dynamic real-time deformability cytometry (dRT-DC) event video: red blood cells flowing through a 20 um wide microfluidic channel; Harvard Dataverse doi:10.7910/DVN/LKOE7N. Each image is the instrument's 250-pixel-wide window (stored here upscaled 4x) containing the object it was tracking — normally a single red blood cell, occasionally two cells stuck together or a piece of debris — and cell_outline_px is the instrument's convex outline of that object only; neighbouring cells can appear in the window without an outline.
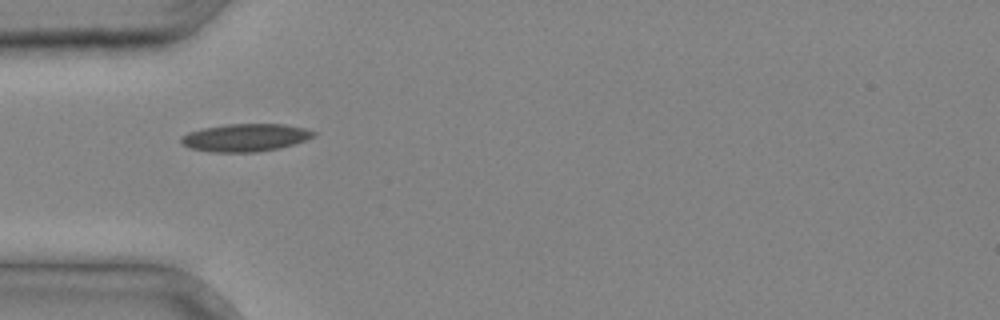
{"species": "common noctule bat (a hibernating species)", "species_latin": "Nyctalus noctula", "temperature_condition": "cold", "stored_images_in_passage": 24, "camera_frame_rate_fps": 3000, "um_per_image_px": 0.085, "animal": {"sex": "male", "body_mass_g": 20.4}, "frame": {"image": 1, "passage_image": 1, "time_ms": 0.0, "image_size_px": [1000, 320], "cell_outline_px": [[316, 136], [292, 144], [276, 148], [256, 152], [212, 152], [188, 148], [180, 140], [180, 136], [188, 132], [204, 128], [228, 124], [284, 124], [304, 128], [316, 132]], "centroid_in_image_um": [20.82, 11.69], "position_along_channel_um": 64.2, "area_um2": 21.21}}
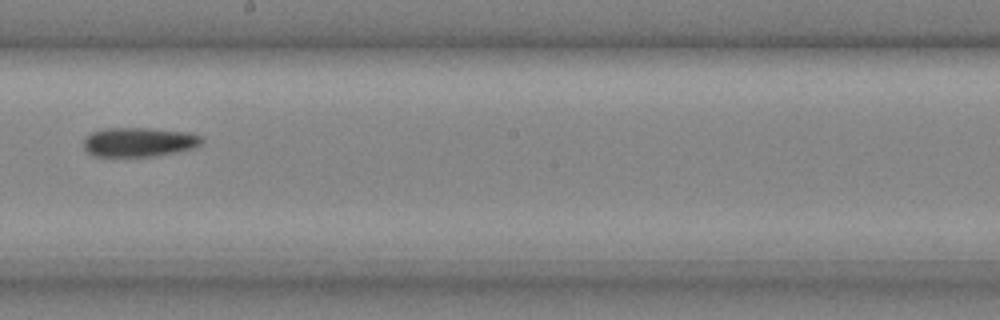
{"frame": {"image": 2, "passage_image": 11, "time_ms": 3.333, "image_size_px": [1000, 320], "cell_outline_px": [[204, 140], [200, 144], [192, 148], [156, 156], [92, 156], [84, 148], [84, 140], [92, 132], [104, 128], [148, 128], [188, 132], [200, 136]], "centroid_in_image_um": [11.8, 12.07], "position_along_channel_um": 236.4, "area_um2": 20.0}}
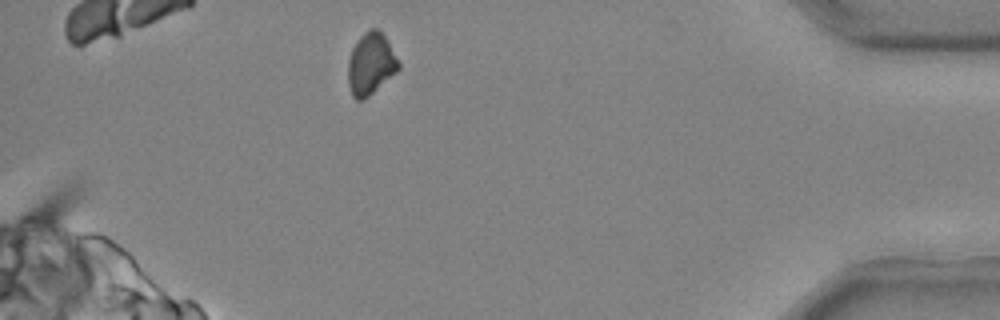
{"frame": {"image": 3, "passage_image": 23, "time_ms": 7.333, "image_size_px": [1000, 320], "cell_outline_px": [[400, 68], [396, 72], [368, 96], [360, 100], [356, 100], [352, 96], [348, 84], [348, 60], [352, 48], [360, 36], [364, 32], [372, 28], [376, 28], [384, 36], [400, 64]], "centroid_in_image_um": [31.48, 5.43], "position_along_channel_um": 403.7, "area_um2": 17.86}}